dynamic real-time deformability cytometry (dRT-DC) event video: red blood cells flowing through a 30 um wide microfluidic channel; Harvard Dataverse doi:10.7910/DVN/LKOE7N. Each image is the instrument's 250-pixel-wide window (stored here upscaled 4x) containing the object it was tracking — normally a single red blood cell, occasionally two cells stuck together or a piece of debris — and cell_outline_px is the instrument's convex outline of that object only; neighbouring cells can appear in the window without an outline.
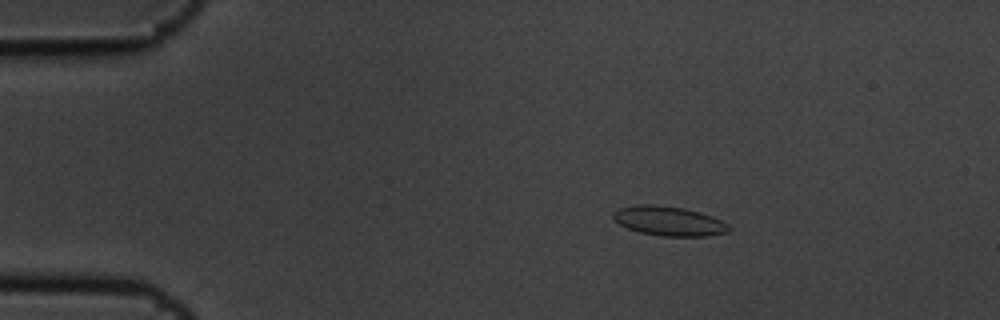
{"species": "common noctule bat (a hibernating species)", "species_latin": "Nyctalus noctula", "temperature_condition": "cold", "stored_images_in_passage": 5, "camera_frame_rate_fps": 3000, "um_per_image_px": 0.085, "animal": {"sex": "male", "body_mass_g": 19.5, "forearm_length_mm": 54.6}, "frame": {"image": 1, "passage_image": 3, "time_ms": 0.667, "image_size_px": [1000, 320], "cell_outline_px": [[732, 228], [728, 232], [708, 236], [660, 236], [640, 232], [628, 228], [620, 224], [612, 216], [612, 212], [620, 208], [640, 204], [652, 204], [684, 208], [700, 212], [712, 216], [728, 224]], "centroid_in_image_um": [56.88, 18.79], "position_along_channel_um": 28.1, "area_um2": 19.83}}